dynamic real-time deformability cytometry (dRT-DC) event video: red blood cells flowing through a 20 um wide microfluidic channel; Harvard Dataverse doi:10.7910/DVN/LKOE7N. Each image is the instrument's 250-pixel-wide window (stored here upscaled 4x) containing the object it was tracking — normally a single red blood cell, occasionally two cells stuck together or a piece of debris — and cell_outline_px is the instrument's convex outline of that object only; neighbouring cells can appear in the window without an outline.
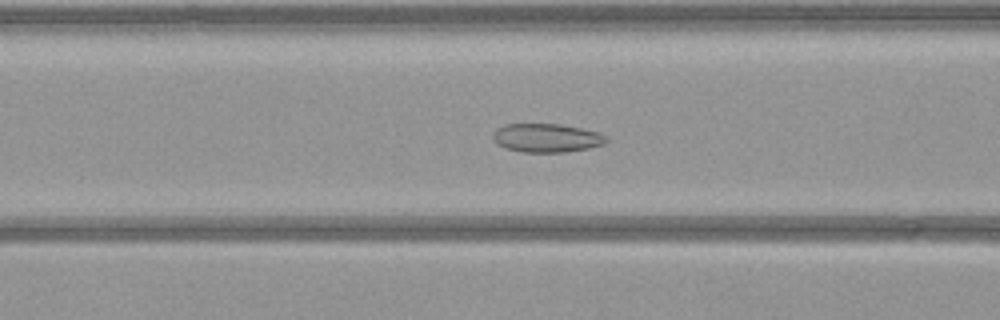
{"species": "common noctule bat (a hibernating species)", "species_latin": "Nyctalus noctula", "temperature_condition": "warm", "stored_images_in_passage": 54, "camera_frame_rate_fps": 3000, "um_per_image_px": 0.085, "animal": {"sex": "female", "body_mass_g": 21.9}, "frame": {"image": 1, "passage_image": 21, "time_ms": 6.667, "image_size_px": [1000, 320], "cell_outline_px": [[608, 140], [604, 144], [588, 148], [564, 152], [520, 152], [496, 144], [492, 140], [492, 136], [496, 128], [504, 124], [560, 124], [600, 132], [608, 136]], "centroid_in_image_um": [46.46, 11.72], "position_along_channel_um": 120.1, "area_um2": 19.07}}
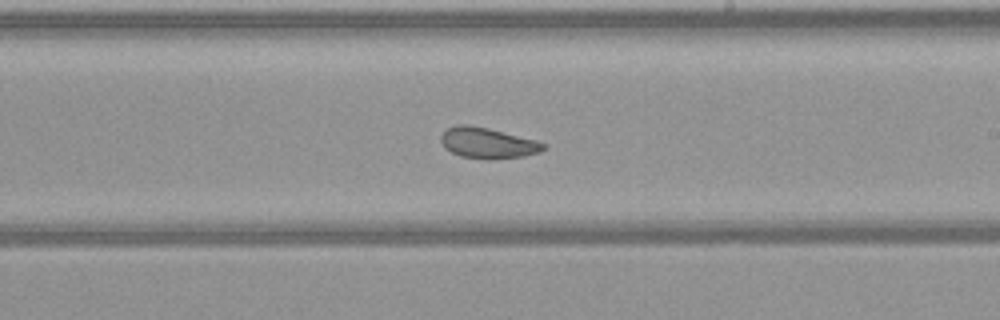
{"frame": {"image": 2, "passage_image": 31, "time_ms": 10.0, "image_size_px": [1000, 320], "cell_outline_px": [[544, 148], [540, 152], [524, 156], [488, 160], [460, 156], [444, 148], [440, 140], [440, 136], [448, 128], [456, 124], [468, 124], [488, 128], [536, 140], [544, 144]], "centroid_in_image_um": [41.41, 12.16], "position_along_channel_um": 247.6, "area_um2": 18.38}}
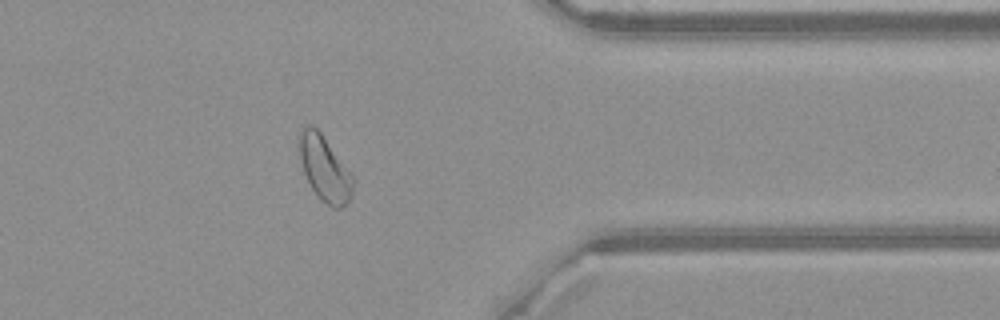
{"frame": {"image": 3, "passage_image": 43, "time_ms": 14.0, "image_size_px": [1000, 320], "cell_outline_px": [[356, 180], [352, 192], [348, 200], [340, 208], [332, 208], [320, 200], [312, 188], [304, 172], [300, 160], [300, 132], [308, 124], [312, 124], [320, 132]], "centroid_in_image_um": [27.61, 14.35], "position_along_channel_um": 383.8, "area_um2": 20.0}}